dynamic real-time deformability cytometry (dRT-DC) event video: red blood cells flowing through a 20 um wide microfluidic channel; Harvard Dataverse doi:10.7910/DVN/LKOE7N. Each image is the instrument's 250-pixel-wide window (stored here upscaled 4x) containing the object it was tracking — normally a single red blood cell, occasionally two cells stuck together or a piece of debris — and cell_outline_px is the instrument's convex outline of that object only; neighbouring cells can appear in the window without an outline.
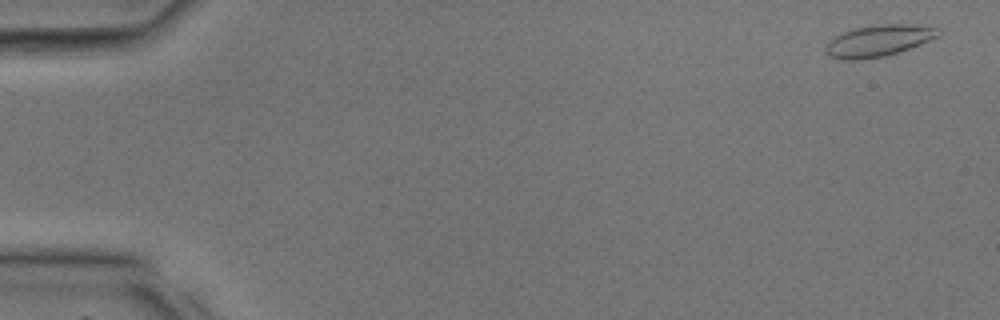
{"species": "common noctule bat (a hibernating species)", "species_latin": "Nyctalus noctula", "temperature_condition": "room temperature", "stored_images_in_passage": 37, "camera_frame_rate_fps": 3000, "um_per_image_px": 0.085, "animal": {"sex": "male", "body_mass_g": 17.9, "forearm_length_mm": 54.2}, "frame": {"image": 1, "passage_image": 2, "time_ms": 0.333, "image_size_px": [1000, 320], "cell_outline_px": [[940, 36], [920, 44], [884, 56], [856, 60], [844, 60], [828, 56], [824, 52], [824, 48], [828, 40], [844, 32], [856, 28], [876, 24], [916, 24], [936, 28]], "centroid_in_image_um": [74.62, 3.46], "position_along_channel_um": 10.4, "area_um2": 20.58}}
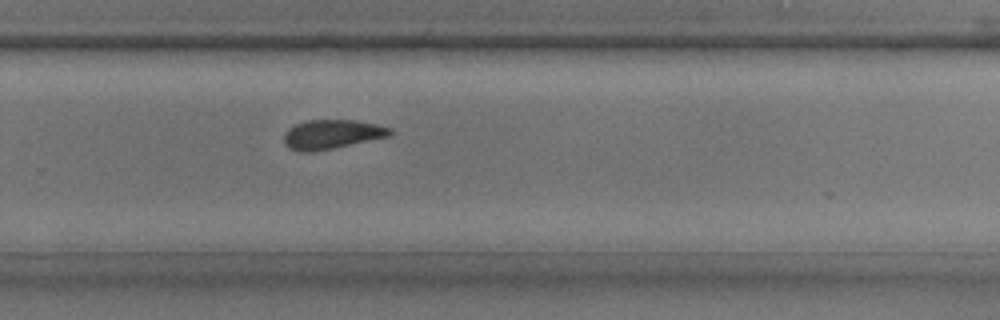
{"frame": {"image": 2, "passage_image": 25, "time_ms": 8.0, "image_size_px": [1000, 320], "cell_outline_px": [[392, 132], [388, 136], [332, 148], [312, 152], [300, 152], [288, 148], [284, 144], [284, 132], [288, 128], [304, 120], [352, 120], [376, 124], [392, 128]], "centroid_in_image_um": [28.14, 11.41], "position_along_channel_um": 301.7, "area_um2": 17.98}}
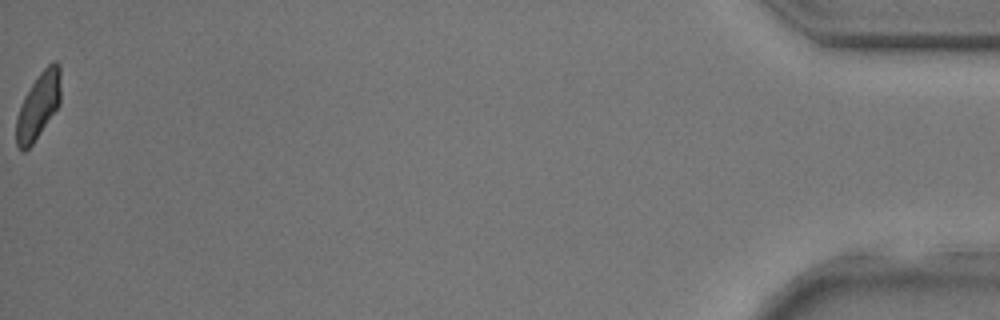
{"frame": {"image": 3, "passage_image": 37, "time_ms": 12.0, "image_size_px": [1000, 320], "cell_outline_px": [[60, 104], [32, 144], [24, 152], [16, 148], [16, 116], [24, 96], [40, 72], [52, 60], [56, 60], [60, 64]], "centroid_in_image_um": [3.25, 8.98], "position_along_channel_um": 431.9, "area_um2": 17.22}}